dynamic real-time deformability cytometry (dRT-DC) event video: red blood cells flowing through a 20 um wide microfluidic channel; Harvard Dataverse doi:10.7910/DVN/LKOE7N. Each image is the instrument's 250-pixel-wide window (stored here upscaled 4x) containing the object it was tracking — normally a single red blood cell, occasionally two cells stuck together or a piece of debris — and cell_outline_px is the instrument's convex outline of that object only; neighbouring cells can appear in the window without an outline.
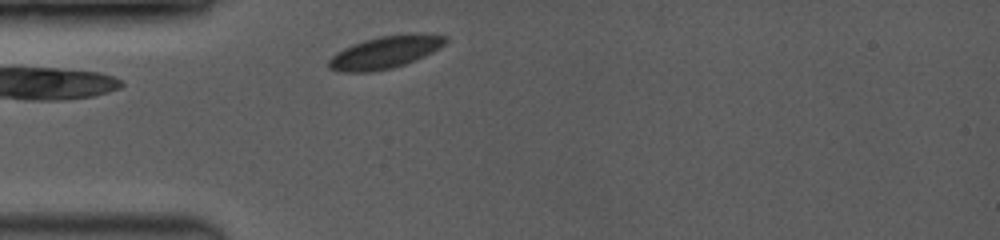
{"species": "common noctule bat (a hibernating species)", "species_latin": "Nyctalus noctula", "temperature_condition": "room temperature", "stored_images_in_passage": 34, "camera_frame_rate_fps": 3500, "um_per_image_px": 0.085, "animal": {"sex": "female", "body_mass_g": 19.0, "forearm_length_mm": 53.3}, "frame": {"image": 1, "passage_image": 1, "time_ms": 0.0, "image_size_px": [1000, 240], "cell_outline_px": [[448, 40], [440, 48], [432, 52], [404, 64], [392, 68], [368, 72], [344, 72], [328, 68], [328, 60], [336, 52], [352, 44], [364, 40], [380, 36], [408, 32], [420, 32], [448, 36]], "centroid_in_image_um": [32.76, 4.41], "position_along_channel_um": 52.2, "area_um2": 22.25}}
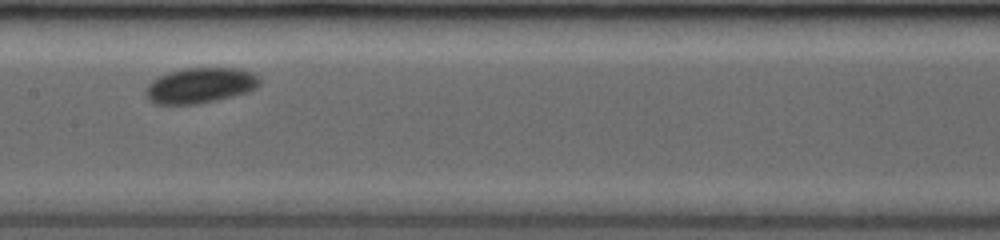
{"frame": {"image": 2, "passage_image": 14, "time_ms": 3.714, "image_size_px": [1000, 240], "cell_outline_px": [[260, 84], [256, 88], [248, 92], [216, 100], [196, 104], [156, 104], [148, 100], [144, 92], [144, 88], [152, 80], [168, 72], [184, 68], [240, 68], [252, 72], [260, 76]], "centroid_in_image_um": [17.02, 7.26], "position_along_channel_um": 190.4, "area_um2": 23.76}}
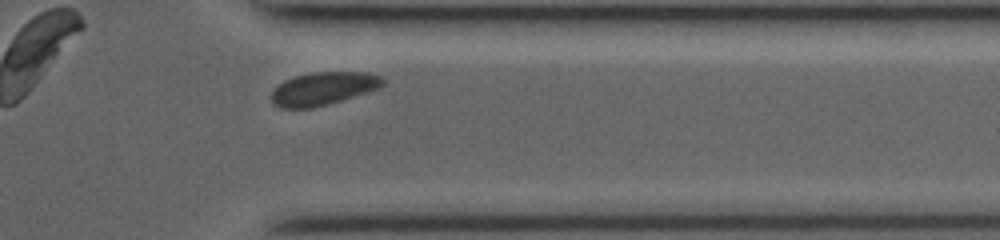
{"frame": {"image": 3, "passage_image": 31, "time_ms": 8.571, "image_size_px": [1000, 240], "cell_outline_px": [[384, 84], [380, 88], [368, 92], [312, 108], [280, 108], [272, 104], [272, 92], [284, 80], [296, 76], [312, 72], [368, 72], [380, 76], [384, 80]], "centroid_in_image_um": [27.48, 7.52], "position_along_channel_um": 383.9, "area_um2": 21.27}, "authors_computed_cell_mechanics": {"area_um2": 22.2819, "velocity_mm_per_s": 3.9515, "shape_relaxation_time_tau1_ms": 2.9472, "shape_relaxation_time_tau2_ms": 3.9004, "deformation_change_tau1": 0.0709, "deformation_change_tau2": 0.0534}}